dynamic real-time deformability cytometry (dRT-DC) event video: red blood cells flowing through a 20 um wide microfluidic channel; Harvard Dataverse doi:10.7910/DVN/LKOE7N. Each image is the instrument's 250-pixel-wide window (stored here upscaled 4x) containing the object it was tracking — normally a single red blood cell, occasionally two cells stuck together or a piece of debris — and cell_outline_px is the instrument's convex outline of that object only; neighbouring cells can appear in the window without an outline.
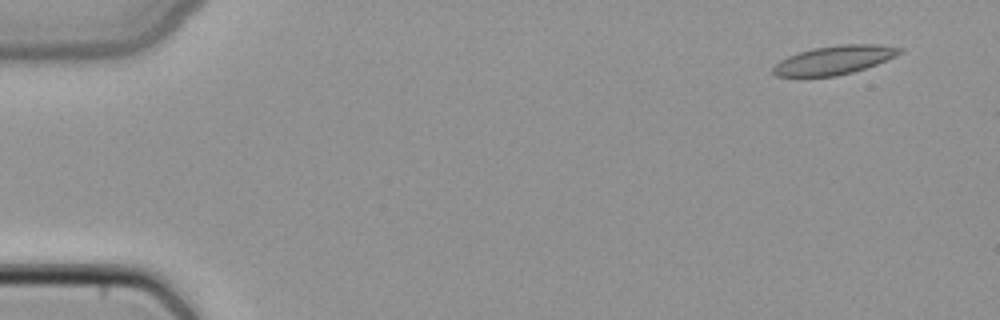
{"species": "common noctule bat (a hibernating species)", "species_latin": "Nyctalus noctula", "temperature_condition": "cold", "stored_images_in_passage": 7, "camera_frame_rate_fps": 3000, "um_per_image_px": 0.085, "animal": {"sex": "female", "body_mass_g": 22.7, "forearm_length_mm": 54.2}, "frame": {"image": 1, "passage_image": 1, "time_ms": 0.0, "image_size_px": [1000, 320], "cell_outline_px": [[904, 52], [896, 56], [876, 64], [852, 72], [836, 76], [776, 76], [772, 72], [772, 68], [780, 60], [788, 56], [812, 48], [840, 44], [876, 44], [904, 48]], "centroid_in_image_um": [70.93, 5.09], "position_along_channel_um": 14.1, "area_um2": 21.1}}